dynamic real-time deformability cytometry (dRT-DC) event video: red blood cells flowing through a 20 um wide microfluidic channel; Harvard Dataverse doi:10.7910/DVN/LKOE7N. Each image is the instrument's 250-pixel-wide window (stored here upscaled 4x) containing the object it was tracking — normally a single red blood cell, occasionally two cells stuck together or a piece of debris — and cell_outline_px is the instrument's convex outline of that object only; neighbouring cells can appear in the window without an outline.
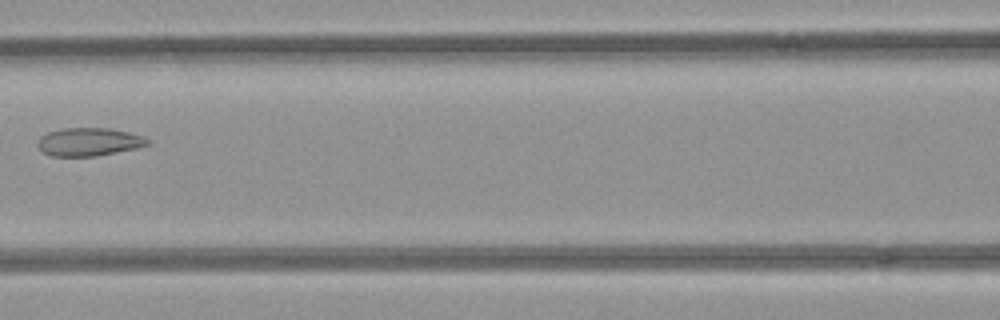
{"species": "common noctule bat (a hibernating species)", "species_latin": "Nyctalus noctula", "temperature_condition": "room temperature", "stored_images_in_passage": 7, "camera_frame_rate_fps": 3000, "um_per_image_px": 0.085, "animal": {"sex": "female", "body_mass_g": 21.9}, "frame": {"image": 1, "passage_image": 7, "time_ms": 2.0, "image_size_px": [1000, 320], "cell_outline_px": [[152, 144], [136, 148], [96, 156], [52, 156], [44, 152], [36, 144], [36, 140], [40, 136], [48, 132], [64, 128], [108, 128], [128, 132], [144, 136], [152, 140]], "centroid_in_image_um": [7.58, 12.05], "position_along_channel_um": 159.0, "area_um2": 18.15}}